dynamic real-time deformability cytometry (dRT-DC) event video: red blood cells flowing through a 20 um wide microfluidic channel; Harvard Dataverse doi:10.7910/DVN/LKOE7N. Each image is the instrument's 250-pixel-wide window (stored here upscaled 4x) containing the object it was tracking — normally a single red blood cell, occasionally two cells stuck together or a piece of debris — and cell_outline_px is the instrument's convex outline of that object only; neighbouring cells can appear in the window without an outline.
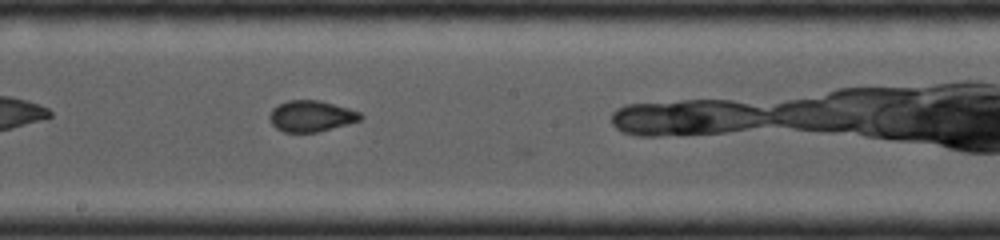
{"species": "common noctule bat (a hibernating species)", "species_latin": "Nyctalus noctula", "temperature_condition": "cold", "stored_images_in_passage": 24, "camera_frame_rate_fps": 4000, "um_per_image_px": 0.085, "animal": {"sex": "female", "body_mass_g": 19.0, "forearm_length_mm": 53.3}, "frame": {"image": 1, "passage_image": 19, "time_ms": 4.5, "image_size_px": [1000, 240], "cell_outline_px": [[364, 116], [360, 120], [348, 124], [316, 132], [284, 132], [276, 128], [272, 124], [268, 116], [272, 108], [288, 100], [320, 100], [348, 108], [360, 112]], "centroid_in_image_um": [26.45, 9.86], "position_along_channel_um": 221.8, "area_um2": 16.47}}